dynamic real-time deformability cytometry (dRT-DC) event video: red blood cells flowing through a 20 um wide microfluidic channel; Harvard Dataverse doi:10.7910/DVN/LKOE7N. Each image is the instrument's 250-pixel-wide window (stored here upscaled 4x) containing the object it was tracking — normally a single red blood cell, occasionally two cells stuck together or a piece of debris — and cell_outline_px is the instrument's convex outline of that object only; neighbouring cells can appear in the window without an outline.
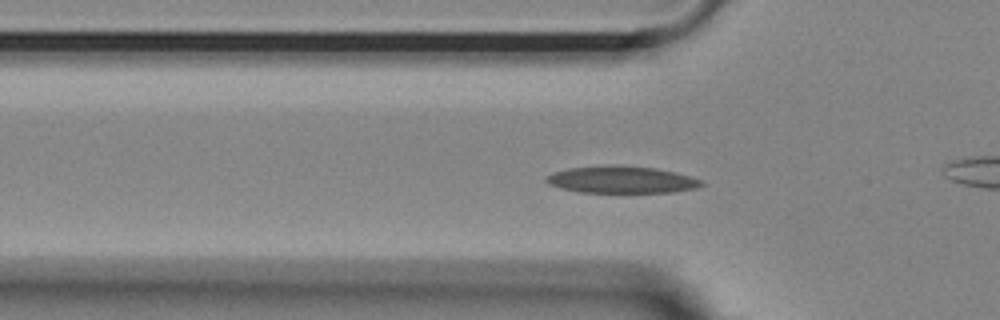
{"species": "Egyptian fruit bat (a non-hibernating species)", "species_latin": "Rousettus aegyptiacus", "temperature_condition": "room temperature", "stored_images_in_passage": 54, "segment_of_instrument_passage": [1, 2], "camera_frame_rate_fps": 3000, "um_per_image_px": 0.085, "animal": {"sex": "female"}, "frame": {"image": 1, "passage_image": 16, "time_ms": 5.0, "image_size_px": [1000, 320], "cell_outline_px": [[704, 184], [696, 188], [676, 192], [580, 192], [560, 188], [548, 184], [544, 180], [544, 176], [552, 172], [568, 168], [608, 164], [612, 164], [656, 168], [676, 172], [704, 180]], "centroid_in_image_um": [52.81, 15.26], "position_along_channel_um": 73.0, "area_um2": 24.85}}
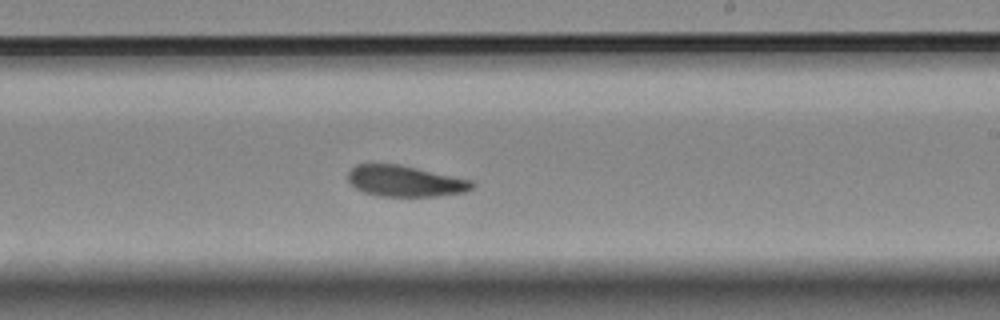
{"frame": {"image": 2, "passage_image": 31, "time_ms": 10.0, "image_size_px": [1000, 320], "cell_outline_px": [[476, 184], [468, 192], [436, 196], [380, 196], [364, 192], [348, 184], [348, 172], [356, 164], [400, 164], [472, 180]], "centroid_in_image_um": [34.44, 15.39], "position_along_channel_um": 254.6, "area_um2": 22.6}}
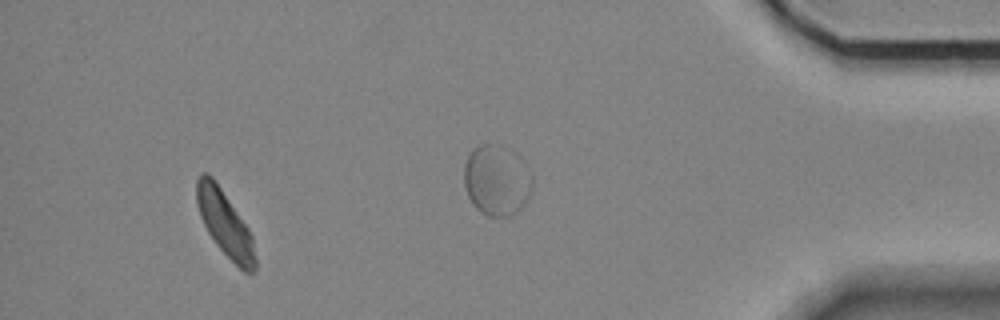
{"frame": {"image": 3, "passage_image": 50, "time_ms": 16.333, "image_size_px": [1000, 320], "cell_outline_px": [[256, 272], [244, 272], [216, 244], [208, 232], [200, 216], [196, 204], [196, 180], [200, 172], [208, 172], [212, 176], [248, 228], [252, 236], [256, 260]], "centroid_in_image_um": [19.1, 18.98], "position_along_channel_um": 416.1, "area_um2": 22.08}}